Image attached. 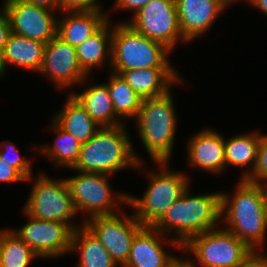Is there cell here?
<instances>
[{
  "label": "cell",
  "mask_w": 267,
  "mask_h": 267,
  "mask_svg": "<svg viewBox=\"0 0 267 267\" xmlns=\"http://www.w3.org/2000/svg\"><path fill=\"white\" fill-rule=\"evenodd\" d=\"M221 220L224 229L254 252H262L267 239V208L261 186L239 179L233 195L222 191Z\"/></svg>",
  "instance_id": "6da1fadb"
},
{
  "label": "cell",
  "mask_w": 267,
  "mask_h": 267,
  "mask_svg": "<svg viewBox=\"0 0 267 267\" xmlns=\"http://www.w3.org/2000/svg\"><path fill=\"white\" fill-rule=\"evenodd\" d=\"M189 188L153 226L181 246L195 235L218 228L221 222V192L193 196Z\"/></svg>",
  "instance_id": "7a4b0ae2"
},
{
  "label": "cell",
  "mask_w": 267,
  "mask_h": 267,
  "mask_svg": "<svg viewBox=\"0 0 267 267\" xmlns=\"http://www.w3.org/2000/svg\"><path fill=\"white\" fill-rule=\"evenodd\" d=\"M126 125L101 127L88 142L81 145L77 163L70 170L108 175L126 168L145 170L144 161L135 152Z\"/></svg>",
  "instance_id": "3957f363"
},
{
  "label": "cell",
  "mask_w": 267,
  "mask_h": 267,
  "mask_svg": "<svg viewBox=\"0 0 267 267\" xmlns=\"http://www.w3.org/2000/svg\"><path fill=\"white\" fill-rule=\"evenodd\" d=\"M173 93L144 98L135 119L137 133L148 153L155 162H170L177 130V112L174 108Z\"/></svg>",
  "instance_id": "277c9868"
},
{
  "label": "cell",
  "mask_w": 267,
  "mask_h": 267,
  "mask_svg": "<svg viewBox=\"0 0 267 267\" xmlns=\"http://www.w3.org/2000/svg\"><path fill=\"white\" fill-rule=\"evenodd\" d=\"M170 162H155L157 171L145 170L148 175V187L142 197L128 193L127 206L134 209V216L142 226H154L190 186L188 174L174 171L168 167Z\"/></svg>",
  "instance_id": "5b68a950"
},
{
  "label": "cell",
  "mask_w": 267,
  "mask_h": 267,
  "mask_svg": "<svg viewBox=\"0 0 267 267\" xmlns=\"http://www.w3.org/2000/svg\"><path fill=\"white\" fill-rule=\"evenodd\" d=\"M171 50L133 30L127 23L112 25L110 71L144 68H174L169 61Z\"/></svg>",
  "instance_id": "8992f818"
},
{
  "label": "cell",
  "mask_w": 267,
  "mask_h": 267,
  "mask_svg": "<svg viewBox=\"0 0 267 267\" xmlns=\"http://www.w3.org/2000/svg\"><path fill=\"white\" fill-rule=\"evenodd\" d=\"M75 172L78 174L65 179L77 214L87 213L83 223L92 217L116 214L123 209L122 204L127 205L128 193L114 192L108 181L110 175Z\"/></svg>",
  "instance_id": "52a82bcc"
},
{
  "label": "cell",
  "mask_w": 267,
  "mask_h": 267,
  "mask_svg": "<svg viewBox=\"0 0 267 267\" xmlns=\"http://www.w3.org/2000/svg\"><path fill=\"white\" fill-rule=\"evenodd\" d=\"M201 267H236L254 251L222 226L191 237L181 249Z\"/></svg>",
  "instance_id": "ba28073f"
},
{
  "label": "cell",
  "mask_w": 267,
  "mask_h": 267,
  "mask_svg": "<svg viewBox=\"0 0 267 267\" xmlns=\"http://www.w3.org/2000/svg\"><path fill=\"white\" fill-rule=\"evenodd\" d=\"M33 182L32 190L23 207L28 215L37 219L66 223L74 230L81 227L73 221L77 212L65 178L52 179L42 172Z\"/></svg>",
  "instance_id": "9c48e42d"
},
{
  "label": "cell",
  "mask_w": 267,
  "mask_h": 267,
  "mask_svg": "<svg viewBox=\"0 0 267 267\" xmlns=\"http://www.w3.org/2000/svg\"><path fill=\"white\" fill-rule=\"evenodd\" d=\"M131 17L123 22L171 51L180 41L187 42L181 35L175 0H150Z\"/></svg>",
  "instance_id": "30bf717a"
},
{
  "label": "cell",
  "mask_w": 267,
  "mask_h": 267,
  "mask_svg": "<svg viewBox=\"0 0 267 267\" xmlns=\"http://www.w3.org/2000/svg\"><path fill=\"white\" fill-rule=\"evenodd\" d=\"M126 214L122 209L116 214L96 216L84 222L120 267L126 264L132 240L143 227L134 213Z\"/></svg>",
  "instance_id": "8fae6325"
},
{
  "label": "cell",
  "mask_w": 267,
  "mask_h": 267,
  "mask_svg": "<svg viewBox=\"0 0 267 267\" xmlns=\"http://www.w3.org/2000/svg\"><path fill=\"white\" fill-rule=\"evenodd\" d=\"M27 223L14 231L40 258H59L71 251L74 229L66 223L37 219L24 210Z\"/></svg>",
  "instance_id": "7c38bea8"
},
{
  "label": "cell",
  "mask_w": 267,
  "mask_h": 267,
  "mask_svg": "<svg viewBox=\"0 0 267 267\" xmlns=\"http://www.w3.org/2000/svg\"><path fill=\"white\" fill-rule=\"evenodd\" d=\"M11 33L47 44L56 36L57 17L54 10L21 0H4Z\"/></svg>",
  "instance_id": "4fadbf2b"
},
{
  "label": "cell",
  "mask_w": 267,
  "mask_h": 267,
  "mask_svg": "<svg viewBox=\"0 0 267 267\" xmlns=\"http://www.w3.org/2000/svg\"><path fill=\"white\" fill-rule=\"evenodd\" d=\"M38 73L46 76L59 90L74 87L75 84L82 85L89 79L80 67L76 47L57 35L46 44Z\"/></svg>",
  "instance_id": "5bb4252c"
},
{
  "label": "cell",
  "mask_w": 267,
  "mask_h": 267,
  "mask_svg": "<svg viewBox=\"0 0 267 267\" xmlns=\"http://www.w3.org/2000/svg\"><path fill=\"white\" fill-rule=\"evenodd\" d=\"M163 243L182 249L177 241L154 227L143 226L132 240L128 260L123 267H167L176 256L168 253Z\"/></svg>",
  "instance_id": "9a60e30c"
},
{
  "label": "cell",
  "mask_w": 267,
  "mask_h": 267,
  "mask_svg": "<svg viewBox=\"0 0 267 267\" xmlns=\"http://www.w3.org/2000/svg\"><path fill=\"white\" fill-rule=\"evenodd\" d=\"M175 3L181 35L187 43L203 36L229 7L223 0H175Z\"/></svg>",
  "instance_id": "2e32d148"
},
{
  "label": "cell",
  "mask_w": 267,
  "mask_h": 267,
  "mask_svg": "<svg viewBox=\"0 0 267 267\" xmlns=\"http://www.w3.org/2000/svg\"><path fill=\"white\" fill-rule=\"evenodd\" d=\"M186 148L189 166L216 175L224 172V136L215 129L207 127L195 133Z\"/></svg>",
  "instance_id": "e0dca14e"
},
{
  "label": "cell",
  "mask_w": 267,
  "mask_h": 267,
  "mask_svg": "<svg viewBox=\"0 0 267 267\" xmlns=\"http://www.w3.org/2000/svg\"><path fill=\"white\" fill-rule=\"evenodd\" d=\"M61 13L62 18L57 17L56 35L73 47L90 38L110 19L103 10L61 11Z\"/></svg>",
  "instance_id": "ac0fdd59"
},
{
  "label": "cell",
  "mask_w": 267,
  "mask_h": 267,
  "mask_svg": "<svg viewBox=\"0 0 267 267\" xmlns=\"http://www.w3.org/2000/svg\"><path fill=\"white\" fill-rule=\"evenodd\" d=\"M119 75L143 99L164 95L173 85H183L182 76L175 68L131 69L123 70Z\"/></svg>",
  "instance_id": "d6986e66"
},
{
  "label": "cell",
  "mask_w": 267,
  "mask_h": 267,
  "mask_svg": "<svg viewBox=\"0 0 267 267\" xmlns=\"http://www.w3.org/2000/svg\"><path fill=\"white\" fill-rule=\"evenodd\" d=\"M45 46L43 42L10 33L0 61V77L4 76L8 65L38 73Z\"/></svg>",
  "instance_id": "ffe728a7"
},
{
  "label": "cell",
  "mask_w": 267,
  "mask_h": 267,
  "mask_svg": "<svg viewBox=\"0 0 267 267\" xmlns=\"http://www.w3.org/2000/svg\"><path fill=\"white\" fill-rule=\"evenodd\" d=\"M100 127L125 124L114 111L108 86L104 83L86 86L82 93H70Z\"/></svg>",
  "instance_id": "44dd1931"
},
{
  "label": "cell",
  "mask_w": 267,
  "mask_h": 267,
  "mask_svg": "<svg viewBox=\"0 0 267 267\" xmlns=\"http://www.w3.org/2000/svg\"><path fill=\"white\" fill-rule=\"evenodd\" d=\"M108 20L90 38L76 47L77 59L82 71L87 75L107 64L111 65L112 23ZM106 62V63H105Z\"/></svg>",
  "instance_id": "7402d4cb"
},
{
  "label": "cell",
  "mask_w": 267,
  "mask_h": 267,
  "mask_svg": "<svg viewBox=\"0 0 267 267\" xmlns=\"http://www.w3.org/2000/svg\"><path fill=\"white\" fill-rule=\"evenodd\" d=\"M53 120L81 144L88 142L101 128L70 94Z\"/></svg>",
  "instance_id": "603a6c76"
},
{
  "label": "cell",
  "mask_w": 267,
  "mask_h": 267,
  "mask_svg": "<svg viewBox=\"0 0 267 267\" xmlns=\"http://www.w3.org/2000/svg\"><path fill=\"white\" fill-rule=\"evenodd\" d=\"M80 225L73 231L70 251L77 252L80 257L77 267H120L84 223Z\"/></svg>",
  "instance_id": "cb8c5ba5"
},
{
  "label": "cell",
  "mask_w": 267,
  "mask_h": 267,
  "mask_svg": "<svg viewBox=\"0 0 267 267\" xmlns=\"http://www.w3.org/2000/svg\"><path fill=\"white\" fill-rule=\"evenodd\" d=\"M260 141V130H253L251 133L249 132L247 134H237L229 139H225L224 137L225 169L229 165L238 168L246 167L247 170L245 169L242 172L243 174L240 178L246 179L252 173L255 167L257 159V150Z\"/></svg>",
  "instance_id": "d4e9b609"
},
{
  "label": "cell",
  "mask_w": 267,
  "mask_h": 267,
  "mask_svg": "<svg viewBox=\"0 0 267 267\" xmlns=\"http://www.w3.org/2000/svg\"><path fill=\"white\" fill-rule=\"evenodd\" d=\"M51 123V128L57 134L54 144L41 145L39 148L35 147V151L41 153L48 160L54 162L56 167H65L73 169L79 158L81 151V143L67 131L63 130L54 120Z\"/></svg>",
  "instance_id": "484cf974"
},
{
  "label": "cell",
  "mask_w": 267,
  "mask_h": 267,
  "mask_svg": "<svg viewBox=\"0 0 267 267\" xmlns=\"http://www.w3.org/2000/svg\"><path fill=\"white\" fill-rule=\"evenodd\" d=\"M108 86L110 97L114 106L115 114L124 120H135L143 98L138 95L133 88L119 75L109 72Z\"/></svg>",
  "instance_id": "4316f807"
},
{
  "label": "cell",
  "mask_w": 267,
  "mask_h": 267,
  "mask_svg": "<svg viewBox=\"0 0 267 267\" xmlns=\"http://www.w3.org/2000/svg\"><path fill=\"white\" fill-rule=\"evenodd\" d=\"M40 258L12 229L0 230V267H29Z\"/></svg>",
  "instance_id": "83f0119b"
},
{
  "label": "cell",
  "mask_w": 267,
  "mask_h": 267,
  "mask_svg": "<svg viewBox=\"0 0 267 267\" xmlns=\"http://www.w3.org/2000/svg\"><path fill=\"white\" fill-rule=\"evenodd\" d=\"M0 159L14 167L26 179V182L33 180L32 161L29 158L22 157L17 148V144L15 145L8 140L1 141Z\"/></svg>",
  "instance_id": "f1b7e54d"
},
{
  "label": "cell",
  "mask_w": 267,
  "mask_h": 267,
  "mask_svg": "<svg viewBox=\"0 0 267 267\" xmlns=\"http://www.w3.org/2000/svg\"><path fill=\"white\" fill-rule=\"evenodd\" d=\"M245 180L256 184L267 180V134H261L255 167Z\"/></svg>",
  "instance_id": "f546056e"
},
{
  "label": "cell",
  "mask_w": 267,
  "mask_h": 267,
  "mask_svg": "<svg viewBox=\"0 0 267 267\" xmlns=\"http://www.w3.org/2000/svg\"><path fill=\"white\" fill-rule=\"evenodd\" d=\"M100 0H60L61 11L102 10Z\"/></svg>",
  "instance_id": "4dcf8cb0"
},
{
  "label": "cell",
  "mask_w": 267,
  "mask_h": 267,
  "mask_svg": "<svg viewBox=\"0 0 267 267\" xmlns=\"http://www.w3.org/2000/svg\"><path fill=\"white\" fill-rule=\"evenodd\" d=\"M25 182L26 179L12 166L0 159V182Z\"/></svg>",
  "instance_id": "1f68e13d"
},
{
  "label": "cell",
  "mask_w": 267,
  "mask_h": 267,
  "mask_svg": "<svg viewBox=\"0 0 267 267\" xmlns=\"http://www.w3.org/2000/svg\"><path fill=\"white\" fill-rule=\"evenodd\" d=\"M0 10V61L4 51V47L7 43L9 34L11 33L10 21L5 8L2 6Z\"/></svg>",
  "instance_id": "d6a6232c"
},
{
  "label": "cell",
  "mask_w": 267,
  "mask_h": 267,
  "mask_svg": "<svg viewBox=\"0 0 267 267\" xmlns=\"http://www.w3.org/2000/svg\"><path fill=\"white\" fill-rule=\"evenodd\" d=\"M150 0H115V10L132 11L135 14L139 9L145 6Z\"/></svg>",
  "instance_id": "836d02e7"
},
{
  "label": "cell",
  "mask_w": 267,
  "mask_h": 267,
  "mask_svg": "<svg viewBox=\"0 0 267 267\" xmlns=\"http://www.w3.org/2000/svg\"><path fill=\"white\" fill-rule=\"evenodd\" d=\"M236 267H267V255L263 251L254 252Z\"/></svg>",
  "instance_id": "e575fe53"
},
{
  "label": "cell",
  "mask_w": 267,
  "mask_h": 267,
  "mask_svg": "<svg viewBox=\"0 0 267 267\" xmlns=\"http://www.w3.org/2000/svg\"><path fill=\"white\" fill-rule=\"evenodd\" d=\"M21 1H24L29 4H34L36 6L45 7L50 10L61 12L60 0H21Z\"/></svg>",
  "instance_id": "d590c367"
},
{
  "label": "cell",
  "mask_w": 267,
  "mask_h": 267,
  "mask_svg": "<svg viewBox=\"0 0 267 267\" xmlns=\"http://www.w3.org/2000/svg\"><path fill=\"white\" fill-rule=\"evenodd\" d=\"M190 258H177L175 257L167 267H195L196 264ZM197 267V266H196Z\"/></svg>",
  "instance_id": "8d00e7d4"
},
{
  "label": "cell",
  "mask_w": 267,
  "mask_h": 267,
  "mask_svg": "<svg viewBox=\"0 0 267 267\" xmlns=\"http://www.w3.org/2000/svg\"><path fill=\"white\" fill-rule=\"evenodd\" d=\"M246 2L267 15V0H247Z\"/></svg>",
  "instance_id": "74e56055"
},
{
  "label": "cell",
  "mask_w": 267,
  "mask_h": 267,
  "mask_svg": "<svg viewBox=\"0 0 267 267\" xmlns=\"http://www.w3.org/2000/svg\"><path fill=\"white\" fill-rule=\"evenodd\" d=\"M259 185L262 188V192L264 195V200H265V204H266V208H267V180H265L264 182H261Z\"/></svg>",
  "instance_id": "f35d334b"
},
{
  "label": "cell",
  "mask_w": 267,
  "mask_h": 267,
  "mask_svg": "<svg viewBox=\"0 0 267 267\" xmlns=\"http://www.w3.org/2000/svg\"><path fill=\"white\" fill-rule=\"evenodd\" d=\"M223 1L230 6L232 3L236 2L237 0H223Z\"/></svg>",
  "instance_id": "ab89813d"
}]
</instances>
